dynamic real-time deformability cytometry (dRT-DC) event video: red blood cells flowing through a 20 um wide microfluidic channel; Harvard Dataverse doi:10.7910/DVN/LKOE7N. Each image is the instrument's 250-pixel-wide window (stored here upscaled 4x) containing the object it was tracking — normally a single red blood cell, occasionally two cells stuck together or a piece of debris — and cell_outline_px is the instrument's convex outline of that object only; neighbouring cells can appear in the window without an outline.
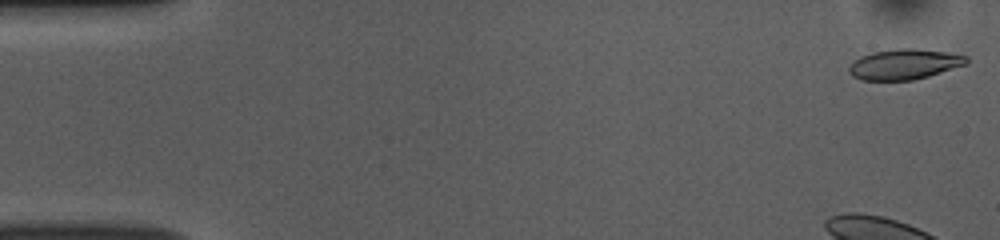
{"species": "common noctule bat (a hibernating species)", "species_latin": "Nyctalus noctula", "temperature_condition": "room temperature", "stored_images_in_passage": 51, "camera_frame_rate_fps": 3000, "um_per_image_px": 0.085, "animal": {"sex": "female", "body_mass_g": 10.0, "forearm_length_mm": 53.1}, "frame": {"image": 1, "passage_image": 1, "time_ms": 0.0, "image_size_px": [1000, 240], "cell_outline_px": [[968, 64], [928, 76], [912, 80], [860, 80], [852, 76], [848, 72], [848, 68], [852, 60], [860, 56], [872, 52], [896, 48], [916, 48], [944, 52], [968, 56]], "centroid_in_image_um": [76.83, 5.45], "position_along_channel_um": 8.2, "area_um2": 20.98}}